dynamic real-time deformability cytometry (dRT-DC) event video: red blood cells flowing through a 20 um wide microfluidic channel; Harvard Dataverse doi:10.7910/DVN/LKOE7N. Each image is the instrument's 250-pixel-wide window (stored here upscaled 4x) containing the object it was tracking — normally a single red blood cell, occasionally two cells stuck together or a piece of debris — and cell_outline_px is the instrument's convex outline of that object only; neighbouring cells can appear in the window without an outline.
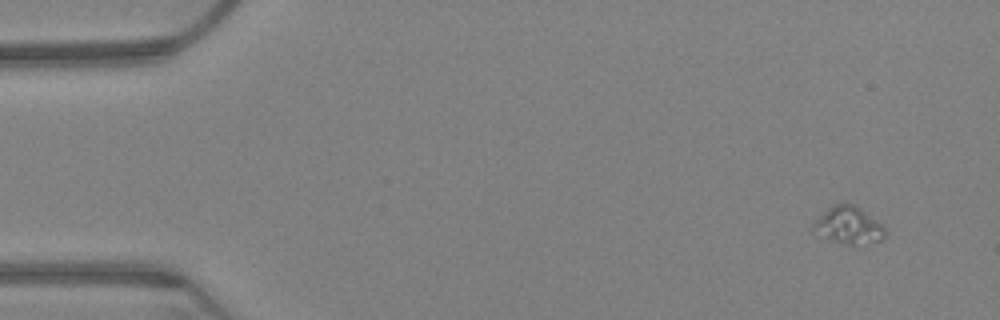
{"species": "Egyptian fruit bat (a non-hibernating species)", "species_latin": "Rousettus aegyptiacus", "temperature_condition": "warm", "stored_images_in_passage": 61, "camera_frame_rate_fps": 3000, "um_per_image_px": 0.085, "animal": {"sex": "female"}, "frame": {"image": 1, "passage_image": 1, "time_ms": 0.0, "image_size_px": [1000, 320], "cell_outline_px": [[884, 236], [880, 240], [852, 244], [848, 244], [832, 240], [812, 228], [812, 224], [832, 204], [844, 200], [856, 204], [880, 224], [884, 228]], "centroid_in_image_um": [72.11, 19.07], "position_along_channel_um": 12.9, "area_um2": 15.09}}
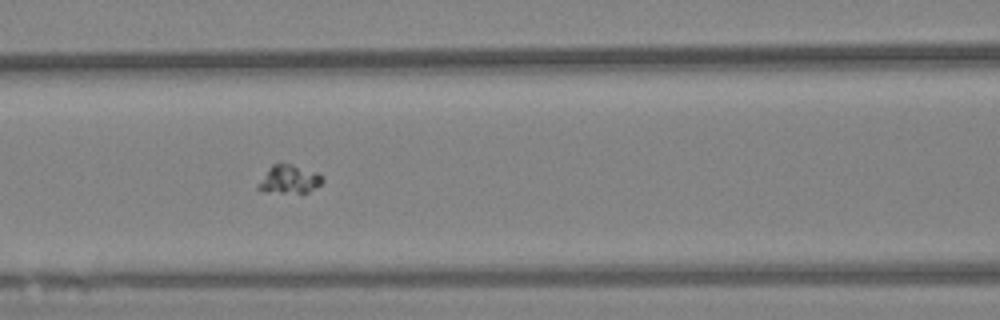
{"frame": {"image": 2, "passage_image": 25, "time_ms": 8.0, "image_size_px": [1000, 320], "cell_outline_px": [[324, 180], [320, 184], [308, 192], [264, 192], [256, 188], [256, 184], [268, 168], [272, 164], [292, 164], [316, 172], [324, 176]], "centroid_in_image_um": [24.55, 15.24], "position_along_channel_um": 142.1, "area_um2": 10.64}}
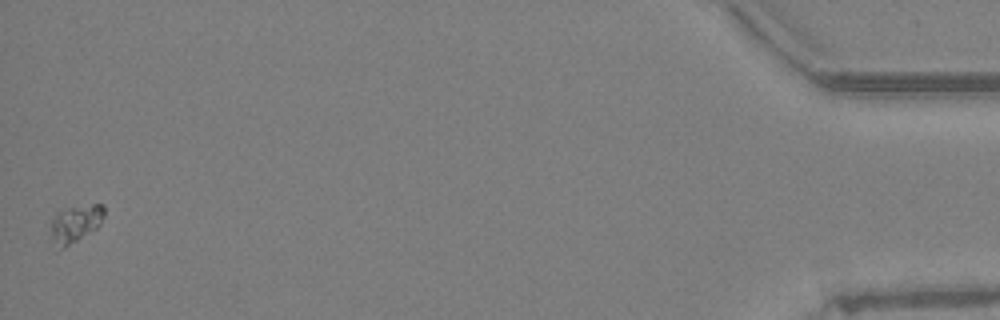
{"frame": {"image": 3, "passage_image": 61, "time_ms": 20.0, "image_size_px": [1000, 320], "cell_outline_px": [[104, 216], [100, 224], [96, 228], [64, 248], [60, 248], [52, 236], [52, 216], [68, 208], [92, 204], [104, 204]], "centroid_in_image_um": [6.46, 18.97], "position_along_channel_um": 428.7, "area_um2": 11.16}}